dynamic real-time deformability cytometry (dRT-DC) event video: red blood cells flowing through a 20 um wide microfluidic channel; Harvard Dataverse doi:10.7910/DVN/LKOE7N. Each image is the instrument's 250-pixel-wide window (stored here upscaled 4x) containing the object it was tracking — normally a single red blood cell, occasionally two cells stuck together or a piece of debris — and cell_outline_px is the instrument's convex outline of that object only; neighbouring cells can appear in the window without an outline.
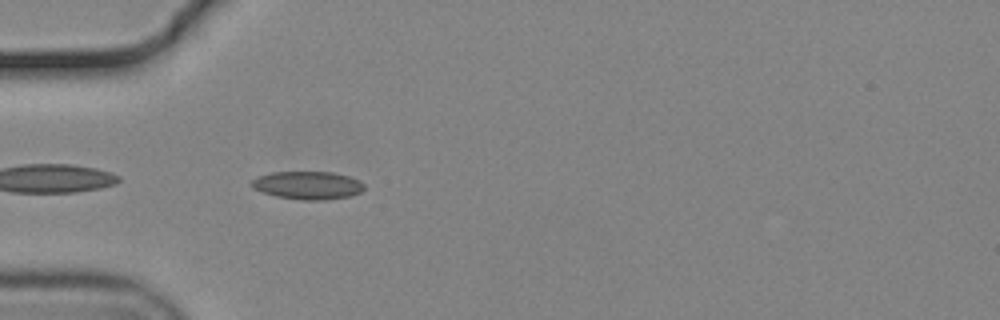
{"species": "common noctule bat (a hibernating species)", "species_latin": "Nyctalus noctula", "temperature_condition": "cold", "stored_images_in_passage": 5, "camera_frame_rate_fps": 3000, "um_per_image_px": 0.085, "animal": {"sex": "male", "body_mass_g": 19.2, "forearm_length_mm": 51.8}, "frame": {"image": 1, "passage_image": 1, "time_ms": 0.0, "image_size_px": [1000, 320], "cell_outline_px": [[364, 188], [360, 192], [348, 196], [324, 200], [304, 200], [276, 196], [252, 188], [248, 184], [256, 176], [272, 172], [332, 172], [348, 176], [360, 180], [364, 184]], "centroid_in_image_um": [26.12, 15.74], "position_along_channel_um": 58.9, "area_um2": 18.38}}